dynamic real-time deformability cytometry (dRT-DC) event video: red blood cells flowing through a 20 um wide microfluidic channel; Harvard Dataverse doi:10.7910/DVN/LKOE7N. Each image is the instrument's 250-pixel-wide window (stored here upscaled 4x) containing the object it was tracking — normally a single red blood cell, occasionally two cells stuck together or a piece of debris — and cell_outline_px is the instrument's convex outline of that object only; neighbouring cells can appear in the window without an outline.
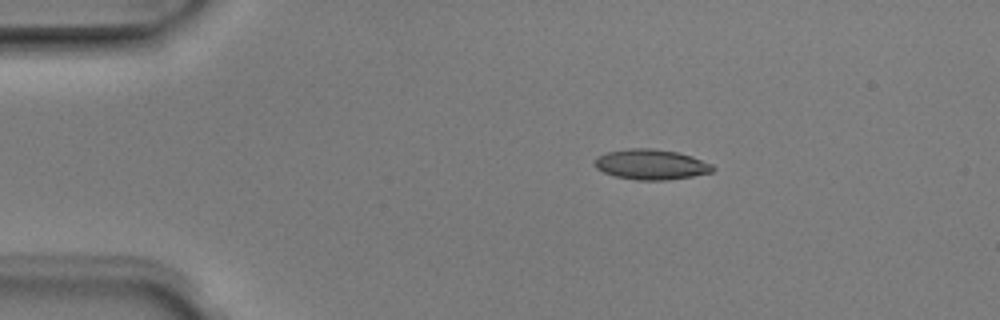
{"species": "Egyptian fruit bat (a non-hibernating species)", "species_latin": "Rousettus aegyptiacus", "temperature_condition": "room temperature", "stored_images_in_passage": 6, "camera_frame_rate_fps": 3000, "um_per_image_px": 0.085, "animal": {"sex": "male"}, "frame": {"image": 1, "passage_image": 2, "time_ms": 0.333, "image_size_px": [1000, 320], "cell_outline_px": [[716, 168], [712, 172], [692, 176], [668, 180], [636, 180], [616, 176], [604, 172], [596, 168], [592, 164], [592, 160], [596, 156], [608, 152], [628, 148], [652, 148], [676, 152], [692, 156], [712, 164]], "centroid_in_image_um": [55.31, 13.97], "position_along_channel_um": 29.7, "area_um2": 20.98}}
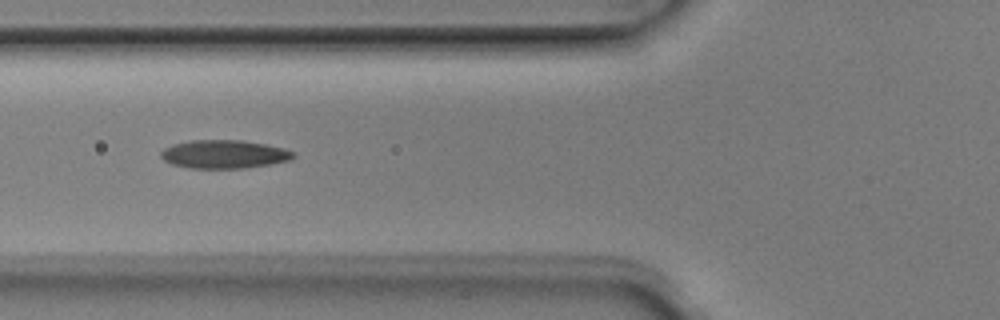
{"frame": {"image": 2, "passage_image": 5, "time_ms": 1.333, "image_size_px": [1000, 320], "cell_outline_px": [[296, 156], [292, 160], [272, 164], [248, 168], [188, 168], [172, 164], [164, 160], [160, 156], [160, 152], [164, 148], [172, 144], [188, 140], [244, 140], [284, 148], [296, 152]], "centroid_in_image_um": [19.08, 13.11], "position_along_channel_um": 106.7, "area_um2": 22.25}}
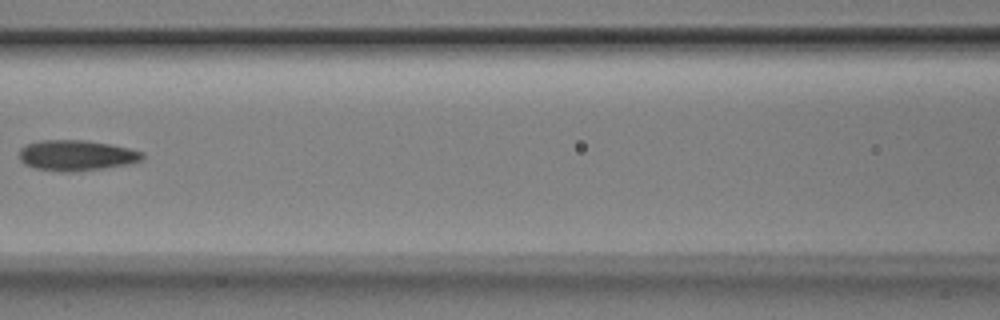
{"frame": {"image": 3, "passage_image": 6, "time_ms": 1.667, "image_size_px": [1000, 320], "cell_outline_px": [[144, 156], [140, 160], [128, 164], [104, 168], [72, 172], [64, 172], [36, 168], [24, 164], [20, 160], [20, 148], [24, 144], [36, 140], [84, 140], [112, 144], [144, 152]], "centroid_in_image_um": [6.47, 13.2], "position_along_channel_um": 160.1, "area_um2": 22.08}}